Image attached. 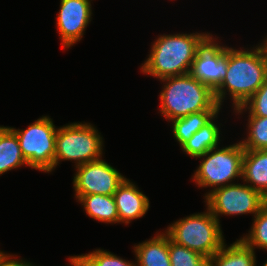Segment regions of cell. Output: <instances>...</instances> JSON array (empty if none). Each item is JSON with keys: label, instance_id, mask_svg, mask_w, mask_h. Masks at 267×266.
Masks as SVG:
<instances>
[{"label": "cell", "instance_id": "obj_1", "mask_svg": "<svg viewBox=\"0 0 267 266\" xmlns=\"http://www.w3.org/2000/svg\"><path fill=\"white\" fill-rule=\"evenodd\" d=\"M266 79V41L250 51L227 47V72L224 80L214 90L216 102L221 107L227 89L232 97L234 109L243 106Z\"/></svg>", "mask_w": 267, "mask_h": 266}, {"label": "cell", "instance_id": "obj_2", "mask_svg": "<svg viewBox=\"0 0 267 266\" xmlns=\"http://www.w3.org/2000/svg\"><path fill=\"white\" fill-rule=\"evenodd\" d=\"M205 33L161 35L153 43L150 55L142 64L143 73L163 79L190 72L197 45Z\"/></svg>", "mask_w": 267, "mask_h": 266}, {"label": "cell", "instance_id": "obj_3", "mask_svg": "<svg viewBox=\"0 0 267 266\" xmlns=\"http://www.w3.org/2000/svg\"><path fill=\"white\" fill-rule=\"evenodd\" d=\"M166 81L160 93V112L175 120L200 111H219L214 91L189 73L160 79Z\"/></svg>", "mask_w": 267, "mask_h": 266}, {"label": "cell", "instance_id": "obj_4", "mask_svg": "<svg viewBox=\"0 0 267 266\" xmlns=\"http://www.w3.org/2000/svg\"><path fill=\"white\" fill-rule=\"evenodd\" d=\"M219 225V220L207 208V212L176 221L168 227L166 233L176 244L209 259L225 244Z\"/></svg>", "mask_w": 267, "mask_h": 266}, {"label": "cell", "instance_id": "obj_5", "mask_svg": "<svg viewBox=\"0 0 267 266\" xmlns=\"http://www.w3.org/2000/svg\"><path fill=\"white\" fill-rule=\"evenodd\" d=\"M103 140L89 123H72L57 129L54 168L60 160H74L76 166L102 157Z\"/></svg>", "mask_w": 267, "mask_h": 266}, {"label": "cell", "instance_id": "obj_6", "mask_svg": "<svg viewBox=\"0 0 267 266\" xmlns=\"http://www.w3.org/2000/svg\"><path fill=\"white\" fill-rule=\"evenodd\" d=\"M210 149L200 158H205L194 173L193 179L199 187L213 190L228 185L236 177L242 179L245 149L240 142L218 149ZM207 156V157H205ZM227 183V184H226Z\"/></svg>", "mask_w": 267, "mask_h": 266}, {"label": "cell", "instance_id": "obj_7", "mask_svg": "<svg viewBox=\"0 0 267 266\" xmlns=\"http://www.w3.org/2000/svg\"><path fill=\"white\" fill-rule=\"evenodd\" d=\"M9 128L16 134L28 166L44 172H51L54 169L55 138L58 128L50 117L37 119L26 130Z\"/></svg>", "mask_w": 267, "mask_h": 266}, {"label": "cell", "instance_id": "obj_8", "mask_svg": "<svg viewBox=\"0 0 267 266\" xmlns=\"http://www.w3.org/2000/svg\"><path fill=\"white\" fill-rule=\"evenodd\" d=\"M210 212L218 219L219 214L240 215L252 213L255 216L267 203L261 193L248 185L229 183L205 194Z\"/></svg>", "mask_w": 267, "mask_h": 266}, {"label": "cell", "instance_id": "obj_9", "mask_svg": "<svg viewBox=\"0 0 267 266\" xmlns=\"http://www.w3.org/2000/svg\"><path fill=\"white\" fill-rule=\"evenodd\" d=\"M207 35L197 45L196 55L189 74L213 91L224 80L227 72V47L214 43Z\"/></svg>", "mask_w": 267, "mask_h": 266}, {"label": "cell", "instance_id": "obj_10", "mask_svg": "<svg viewBox=\"0 0 267 266\" xmlns=\"http://www.w3.org/2000/svg\"><path fill=\"white\" fill-rule=\"evenodd\" d=\"M73 179L75 196L100 194L113 195L126 179L102 159L76 166Z\"/></svg>", "mask_w": 267, "mask_h": 266}, {"label": "cell", "instance_id": "obj_11", "mask_svg": "<svg viewBox=\"0 0 267 266\" xmlns=\"http://www.w3.org/2000/svg\"><path fill=\"white\" fill-rule=\"evenodd\" d=\"M57 16L62 47L66 49L74 45L83 36L87 24L91 21L90 0H61Z\"/></svg>", "mask_w": 267, "mask_h": 266}, {"label": "cell", "instance_id": "obj_12", "mask_svg": "<svg viewBox=\"0 0 267 266\" xmlns=\"http://www.w3.org/2000/svg\"><path fill=\"white\" fill-rule=\"evenodd\" d=\"M119 222L128 224L144 216L149 209V199L130 180L125 179L113 194Z\"/></svg>", "mask_w": 267, "mask_h": 266}, {"label": "cell", "instance_id": "obj_13", "mask_svg": "<svg viewBox=\"0 0 267 266\" xmlns=\"http://www.w3.org/2000/svg\"><path fill=\"white\" fill-rule=\"evenodd\" d=\"M242 178L251 183L250 187L267 198V149L245 150Z\"/></svg>", "mask_w": 267, "mask_h": 266}, {"label": "cell", "instance_id": "obj_14", "mask_svg": "<svg viewBox=\"0 0 267 266\" xmlns=\"http://www.w3.org/2000/svg\"><path fill=\"white\" fill-rule=\"evenodd\" d=\"M136 266H171L169 235L165 232L134 246Z\"/></svg>", "mask_w": 267, "mask_h": 266}, {"label": "cell", "instance_id": "obj_15", "mask_svg": "<svg viewBox=\"0 0 267 266\" xmlns=\"http://www.w3.org/2000/svg\"><path fill=\"white\" fill-rule=\"evenodd\" d=\"M225 247L226 244L208 259V266H256L254 250L242 239Z\"/></svg>", "mask_w": 267, "mask_h": 266}, {"label": "cell", "instance_id": "obj_16", "mask_svg": "<svg viewBox=\"0 0 267 266\" xmlns=\"http://www.w3.org/2000/svg\"><path fill=\"white\" fill-rule=\"evenodd\" d=\"M78 201L83 203L89 217L105 223H119V216L113 195H81Z\"/></svg>", "mask_w": 267, "mask_h": 266}, {"label": "cell", "instance_id": "obj_17", "mask_svg": "<svg viewBox=\"0 0 267 266\" xmlns=\"http://www.w3.org/2000/svg\"><path fill=\"white\" fill-rule=\"evenodd\" d=\"M21 165L28 163L16 134L9 127L0 126V175Z\"/></svg>", "mask_w": 267, "mask_h": 266}, {"label": "cell", "instance_id": "obj_18", "mask_svg": "<svg viewBox=\"0 0 267 266\" xmlns=\"http://www.w3.org/2000/svg\"><path fill=\"white\" fill-rule=\"evenodd\" d=\"M218 113L204 126H202L194 135L185 142L181 147L186 154L191 157L199 158L207 153L210 149L218 146L220 131L219 127L213 120Z\"/></svg>", "mask_w": 267, "mask_h": 266}, {"label": "cell", "instance_id": "obj_19", "mask_svg": "<svg viewBox=\"0 0 267 266\" xmlns=\"http://www.w3.org/2000/svg\"><path fill=\"white\" fill-rule=\"evenodd\" d=\"M219 111H200L173 120L174 138L182 146L202 126L207 124Z\"/></svg>", "mask_w": 267, "mask_h": 266}, {"label": "cell", "instance_id": "obj_20", "mask_svg": "<svg viewBox=\"0 0 267 266\" xmlns=\"http://www.w3.org/2000/svg\"><path fill=\"white\" fill-rule=\"evenodd\" d=\"M248 137L240 141L245 150L267 149V117L249 116Z\"/></svg>", "mask_w": 267, "mask_h": 266}, {"label": "cell", "instance_id": "obj_21", "mask_svg": "<svg viewBox=\"0 0 267 266\" xmlns=\"http://www.w3.org/2000/svg\"><path fill=\"white\" fill-rule=\"evenodd\" d=\"M169 257L171 266H208V259L202 254L178 245L169 237Z\"/></svg>", "mask_w": 267, "mask_h": 266}, {"label": "cell", "instance_id": "obj_22", "mask_svg": "<svg viewBox=\"0 0 267 266\" xmlns=\"http://www.w3.org/2000/svg\"><path fill=\"white\" fill-rule=\"evenodd\" d=\"M79 266H136V264L110 253L97 249L89 254L71 256Z\"/></svg>", "mask_w": 267, "mask_h": 266}, {"label": "cell", "instance_id": "obj_23", "mask_svg": "<svg viewBox=\"0 0 267 266\" xmlns=\"http://www.w3.org/2000/svg\"><path fill=\"white\" fill-rule=\"evenodd\" d=\"M249 235L241 238L253 250L256 248L267 250V203L254 216V223Z\"/></svg>", "mask_w": 267, "mask_h": 266}, {"label": "cell", "instance_id": "obj_24", "mask_svg": "<svg viewBox=\"0 0 267 266\" xmlns=\"http://www.w3.org/2000/svg\"><path fill=\"white\" fill-rule=\"evenodd\" d=\"M246 108L249 109V116L267 117V79L243 106L234 110L241 113Z\"/></svg>", "mask_w": 267, "mask_h": 266}, {"label": "cell", "instance_id": "obj_25", "mask_svg": "<svg viewBox=\"0 0 267 266\" xmlns=\"http://www.w3.org/2000/svg\"><path fill=\"white\" fill-rule=\"evenodd\" d=\"M14 255L4 254L0 251V266H33L30 262H25L22 260L12 258Z\"/></svg>", "mask_w": 267, "mask_h": 266}, {"label": "cell", "instance_id": "obj_26", "mask_svg": "<svg viewBox=\"0 0 267 266\" xmlns=\"http://www.w3.org/2000/svg\"><path fill=\"white\" fill-rule=\"evenodd\" d=\"M71 266H79L71 257H69Z\"/></svg>", "mask_w": 267, "mask_h": 266}]
</instances>
